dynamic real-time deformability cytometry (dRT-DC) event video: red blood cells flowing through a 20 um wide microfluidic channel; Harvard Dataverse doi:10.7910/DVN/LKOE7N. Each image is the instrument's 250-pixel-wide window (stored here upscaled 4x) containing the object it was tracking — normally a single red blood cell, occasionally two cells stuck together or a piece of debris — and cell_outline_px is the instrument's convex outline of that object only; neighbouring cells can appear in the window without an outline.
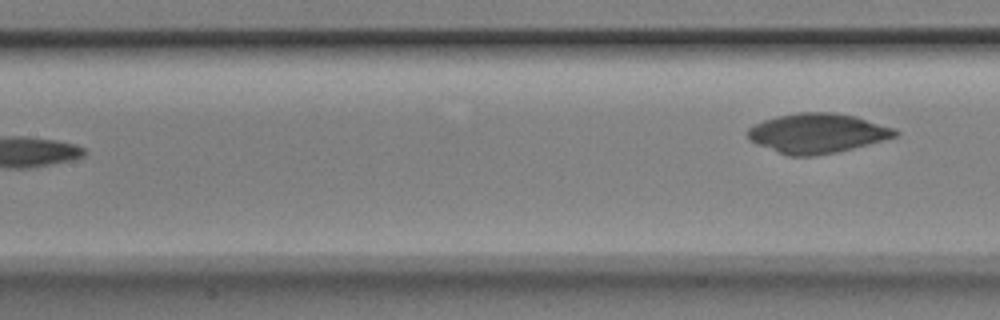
{"species": "Egyptian fruit bat (a non-hibernating species)", "species_latin": "Rousettus aegyptiacus", "temperature_condition": "room temperature", "stored_images_in_passage": 7, "segment_of_instrument_passage": [2, 2], "camera_frame_rate_fps": 3000, "um_per_image_px": 0.085, "animal": {"sex": "male"}, "frame": {"image": 1, "passage_image": 7, "time_ms": 2.0, "image_size_px": [1000, 320], "cell_outline_px": [[900, 132], [896, 136], [868, 144], [836, 152], [812, 156], [788, 156], [756, 144], [748, 140], [744, 132], [748, 128], [764, 120], [776, 116], [800, 112], [832, 112], [856, 116], [896, 128]], "centroid_in_image_um": [69.44, 11.32], "position_along_channel_um": 138.0, "area_um2": 34.22}}